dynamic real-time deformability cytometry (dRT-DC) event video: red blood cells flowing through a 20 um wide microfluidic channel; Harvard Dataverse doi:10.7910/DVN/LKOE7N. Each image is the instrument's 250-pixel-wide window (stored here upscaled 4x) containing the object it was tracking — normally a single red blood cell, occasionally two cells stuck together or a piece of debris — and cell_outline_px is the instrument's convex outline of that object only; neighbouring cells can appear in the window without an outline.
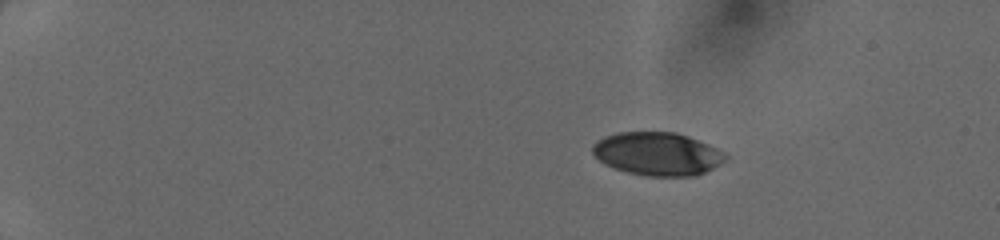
{"species": "human", "species_latin": "Homo sapiens", "temperature_condition": "cold", "stored_images_in_passage": 41, "camera_frame_rate_fps": 3000, "um_per_image_px": 0.085, "donor": {"sex": "female"}, "frame": {"image": 1, "passage_image": 1, "time_ms": 0.0, "image_size_px": [1000, 240], "cell_outline_px": [[728, 156], [720, 164], [696, 176], [644, 176], [628, 172], [604, 164], [592, 152], [592, 144], [596, 140], [604, 136], [616, 132], [676, 132], [688, 136], [708, 144], [724, 152]], "centroid_in_image_um": [55.86, 13.07], "position_along_channel_um": 29.1, "area_um2": 33.47}}
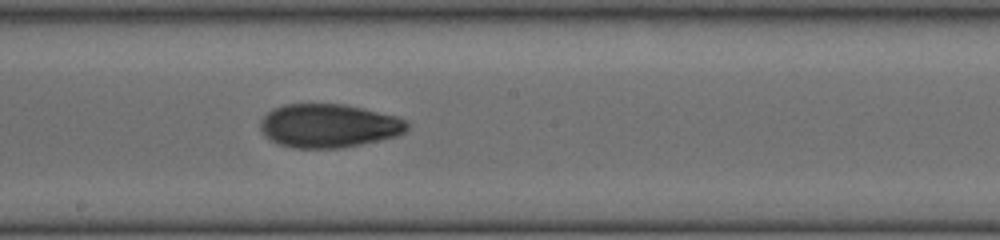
{"frame": {"image": 2, "passage_image": 22, "time_ms": 7.0, "image_size_px": [1000, 240], "cell_outline_px": [[408, 128], [404, 132], [396, 136], [360, 144], [340, 148], [292, 148], [280, 144], [264, 136], [260, 128], [260, 120], [272, 108], [284, 104], [344, 104], [364, 108], [396, 116], [404, 120], [408, 124]], "centroid_in_image_um": [27.91, 10.68], "position_along_channel_um": 220.3, "area_um2": 37.28}}
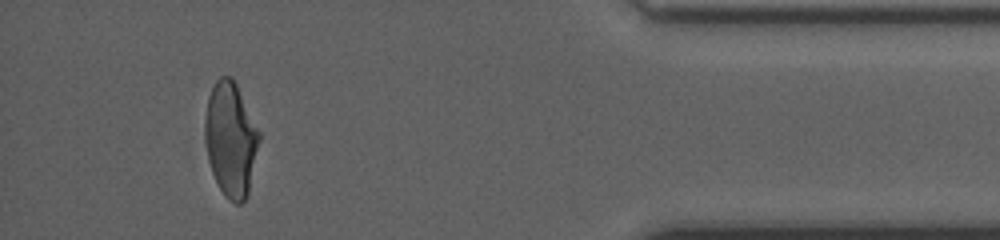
{"frame": {"image": 3, "passage_image": 38, "time_ms": 12.333, "image_size_px": [1000, 240], "cell_outline_px": [[260, 140], [248, 192], [244, 200], [240, 204], [236, 204], [228, 200], [224, 196], [212, 172], [208, 160], [208, 96], [216, 80], [220, 76], [232, 76], [260, 132]], "centroid_in_image_um": [19.66, 11.86], "position_along_channel_um": 415.5, "area_um2": 34.97}}